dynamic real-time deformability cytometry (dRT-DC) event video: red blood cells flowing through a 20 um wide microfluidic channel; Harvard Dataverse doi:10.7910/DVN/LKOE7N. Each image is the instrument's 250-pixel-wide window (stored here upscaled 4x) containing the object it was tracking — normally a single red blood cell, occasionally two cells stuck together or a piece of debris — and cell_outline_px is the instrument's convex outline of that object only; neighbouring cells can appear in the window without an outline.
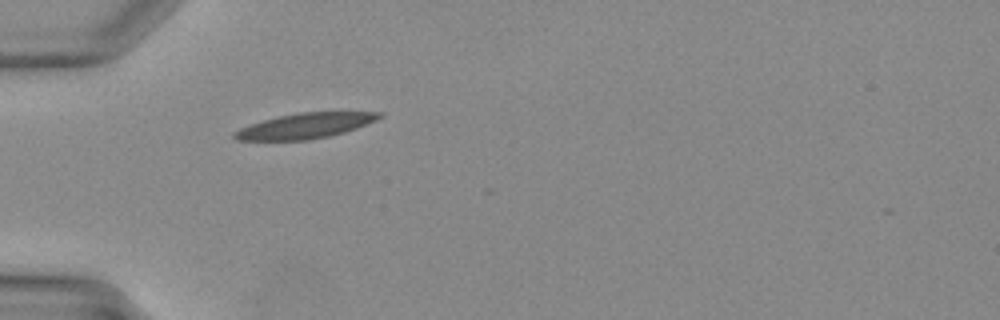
{"species": "Egyptian fruit bat (a non-hibernating species)", "species_latin": "Rousettus aegyptiacus", "temperature_condition": "warm", "stored_images_in_passage": 24, "camera_frame_rate_fps": 3000, "um_per_image_px": 0.085, "animal": {"sex": "female"}, "frame": {"image": 1, "passage_image": 1, "time_ms": 0.0, "image_size_px": [1000, 320], "cell_outline_px": [[384, 116], [356, 128], [344, 132], [328, 136], [308, 140], [240, 140], [232, 136], [232, 132], [240, 128], [264, 120], [296, 112], [384, 112]], "centroid_in_image_um": [25.94, 10.69], "position_along_channel_um": 59.1, "area_um2": 21.1}}
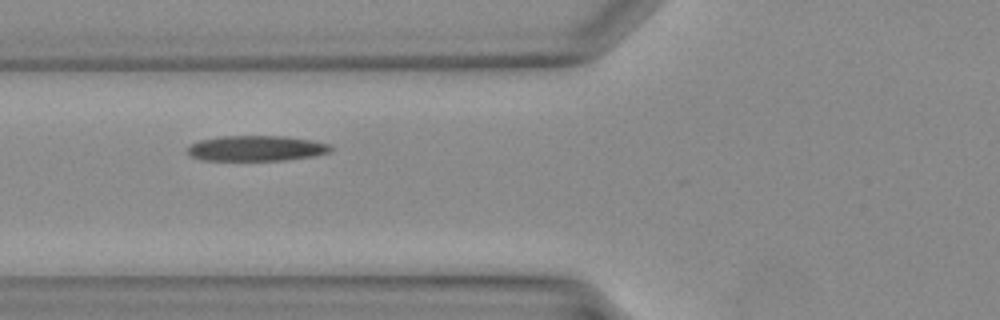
{"frame": {"image": 2, "passage_image": 4, "time_ms": 1.0, "image_size_px": [1000, 320], "cell_outline_px": [[332, 148], [328, 152], [312, 156], [284, 160], [204, 160], [192, 156], [188, 152], [188, 148], [192, 144], [200, 140], [220, 136], [284, 136], [312, 140], [328, 144]], "centroid_in_image_um": [21.78, 12.6], "position_along_channel_um": 104.0, "area_um2": 20.92}}
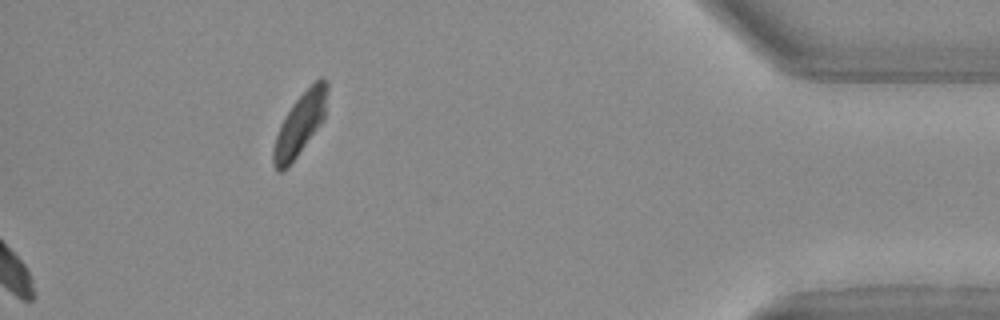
{"frame": {"image": 3, "passage_image": 24, "time_ms": 7.667, "image_size_px": [1000, 320], "cell_outline_px": [[328, 88], [324, 120], [288, 168], [280, 172], [276, 172], [272, 164], [272, 148], [280, 124], [292, 104], [320, 76], [328, 80]], "centroid_in_image_um": [25.49, 10.59], "position_along_channel_um": 409.7, "area_um2": 19.65}}